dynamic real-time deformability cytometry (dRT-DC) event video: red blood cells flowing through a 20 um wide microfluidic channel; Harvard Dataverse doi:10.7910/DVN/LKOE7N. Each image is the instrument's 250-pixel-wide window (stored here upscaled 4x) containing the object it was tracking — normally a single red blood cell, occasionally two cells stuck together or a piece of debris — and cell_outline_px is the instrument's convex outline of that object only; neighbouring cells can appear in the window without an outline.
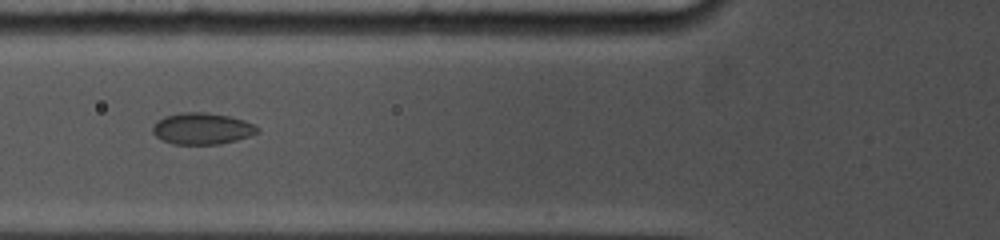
{"species": "common noctule bat (a hibernating species)", "species_latin": "Nyctalus noctula", "temperature_condition": "cold", "stored_images_in_passage": 5, "camera_frame_rate_fps": 5000, "um_per_image_px": 0.085, "animal": {"sex": "female", "body_mass_g": 19.0, "forearm_length_mm": 53.3}, "frame": {"image": 1, "passage_image": 2, "time_ms": 1.0, "image_size_px": [1000, 240], "cell_outline_px": [[260, 132], [236, 140], [220, 144], [172, 144], [156, 136], [152, 132], [152, 128], [156, 120], [164, 116], [184, 112], [208, 112], [228, 116], [244, 120], [260, 128]], "centroid_in_image_um": [17.17, 10.92], "position_along_channel_um": 108.6, "area_um2": 19.25}}
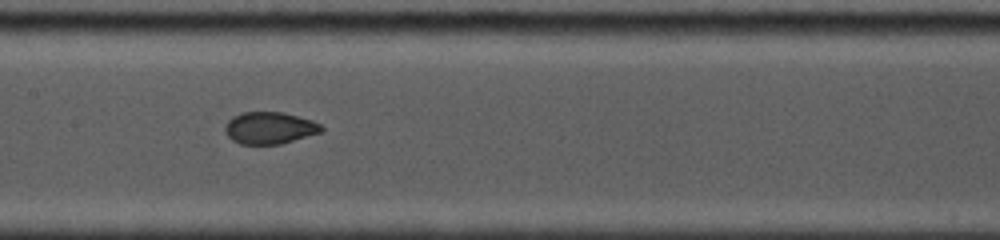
{"frame": {"image": 2, "passage_image": 4, "time_ms": 3.0, "image_size_px": [1000, 240], "cell_outline_px": [[324, 132], [280, 144], [240, 144], [232, 140], [224, 132], [224, 128], [228, 120], [232, 116], [240, 112], [284, 112], [312, 120], [320, 124], [324, 128]], "centroid_in_image_um": [22.92, 10.87], "position_along_channel_um": 184.5, "area_um2": 18.21}}
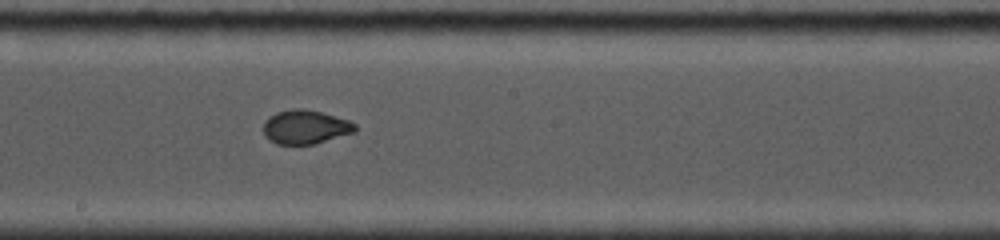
{"frame": {"image": 3, "passage_image": 5, "time_ms": 4.0, "image_size_px": [1000, 240], "cell_outline_px": [[356, 132], [316, 144], [276, 144], [264, 136], [264, 120], [268, 116], [276, 112], [292, 108], [304, 108], [320, 112], [348, 120], [356, 124]], "centroid_in_image_um": [25.95, 10.79], "position_along_channel_um": 222.3, "area_um2": 18.32}}